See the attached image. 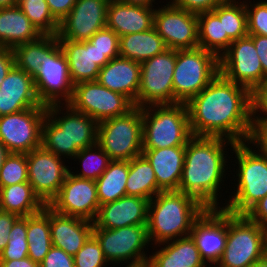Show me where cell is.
Listing matches in <instances>:
<instances>
[{"instance_id":"cell-20","label":"cell","mask_w":267,"mask_h":267,"mask_svg":"<svg viewBox=\"0 0 267 267\" xmlns=\"http://www.w3.org/2000/svg\"><path fill=\"white\" fill-rule=\"evenodd\" d=\"M190 236L205 263L220 261L227 241V211L206 209L194 222Z\"/></svg>"},{"instance_id":"cell-6","label":"cell","mask_w":267,"mask_h":267,"mask_svg":"<svg viewBox=\"0 0 267 267\" xmlns=\"http://www.w3.org/2000/svg\"><path fill=\"white\" fill-rule=\"evenodd\" d=\"M141 110L143 149L186 146L193 137L186 103L152 105Z\"/></svg>"},{"instance_id":"cell-9","label":"cell","mask_w":267,"mask_h":267,"mask_svg":"<svg viewBox=\"0 0 267 267\" xmlns=\"http://www.w3.org/2000/svg\"><path fill=\"white\" fill-rule=\"evenodd\" d=\"M97 143L111 160L130 161L142 154V110L134 107L126 115L98 123Z\"/></svg>"},{"instance_id":"cell-29","label":"cell","mask_w":267,"mask_h":267,"mask_svg":"<svg viewBox=\"0 0 267 267\" xmlns=\"http://www.w3.org/2000/svg\"><path fill=\"white\" fill-rule=\"evenodd\" d=\"M41 35L17 5L0 9V47L13 49L37 40Z\"/></svg>"},{"instance_id":"cell-35","label":"cell","mask_w":267,"mask_h":267,"mask_svg":"<svg viewBox=\"0 0 267 267\" xmlns=\"http://www.w3.org/2000/svg\"><path fill=\"white\" fill-rule=\"evenodd\" d=\"M59 44L57 35H41L37 40L19 44L12 50L15 65L34 76L47 56Z\"/></svg>"},{"instance_id":"cell-12","label":"cell","mask_w":267,"mask_h":267,"mask_svg":"<svg viewBox=\"0 0 267 267\" xmlns=\"http://www.w3.org/2000/svg\"><path fill=\"white\" fill-rule=\"evenodd\" d=\"M74 110L82 112L97 123L126 115L135 106L124 95L111 91L97 81L74 85L73 96L68 103Z\"/></svg>"},{"instance_id":"cell-26","label":"cell","mask_w":267,"mask_h":267,"mask_svg":"<svg viewBox=\"0 0 267 267\" xmlns=\"http://www.w3.org/2000/svg\"><path fill=\"white\" fill-rule=\"evenodd\" d=\"M153 7L130 5L110 0L107 7L106 27L119 37L149 30L154 24Z\"/></svg>"},{"instance_id":"cell-13","label":"cell","mask_w":267,"mask_h":267,"mask_svg":"<svg viewBox=\"0 0 267 267\" xmlns=\"http://www.w3.org/2000/svg\"><path fill=\"white\" fill-rule=\"evenodd\" d=\"M47 106L0 116V142L9 153L27 154L41 146Z\"/></svg>"},{"instance_id":"cell-16","label":"cell","mask_w":267,"mask_h":267,"mask_svg":"<svg viewBox=\"0 0 267 267\" xmlns=\"http://www.w3.org/2000/svg\"><path fill=\"white\" fill-rule=\"evenodd\" d=\"M153 26L169 49L199 47L197 14L175 7L171 1L155 9Z\"/></svg>"},{"instance_id":"cell-48","label":"cell","mask_w":267,"mask_h":267,"mask_svg":"<svg viewBox=\"0 0 267 267\" xmlns=\"http://www.w3.org/2000/svg\"><path fill=\"white\" fill-rule=\"evenodd\" d=\"M19 217L17 214L0 210V252L8 243L10 231Z\"/></svg>"},{"instance_id":"cell-53","label":"cell","mask_w":267,"mask_h":267,"mask_svg":"<svg viewBox=\"0 0 267 267\" xmlns=\"http://www.w3.org/2000/svg\"><path fill=\"white\" fill-rule=\"evenodd\" d=\"M254 42L261 66L263 68V74L267 77V36L263 35H249Z\"/></svg>"},{"instance_id":"cell-11","label":"cell","mask_w":267,"mask_h":267,"mask_svg":"<svg viewBox=\"0 0 267 267\" xmlns=\"http://www.w3.org/2000/svg\"><path fill=\"white\" fill-rule=\"evenodd\" d=\"M176 64V50L164 52L143 61L137 107L174 104L173 73Z\"/></svg>"},{"instance_id":"cell-5","label":"cell","mask_w":267,"mask_h":267,"mask_svg":"<svg viewBox=\"0 0 267 267\" xmlns=\"http://www.w3.org/2000/svg\"><path fill=\"white\" fill-rule=\"evenodd\" d=\"M250 144L251 140L232 147L238 162V183L236 192L222 208L235 215H245L267 195V153L259 147L258 150L250 149Z\"/></svg>"},{"instance_id":"cell-47","label":"cell","mask_w":267,"mask_h":267,"mask_svg":"<svg viewBox=\"0 0 267 267\" xmlns=\"http://www.w3.org/2000/svg\"><path fill=\"white\" fill-rule=\"evenodd\" d=\"M40 267H75L74 256L52 246L44 260L40 263Z\"/></svg>"},{"instance_id":"cell-15","label":"cell","mask_w":267,"mask_h":267,"mask_svg":"<svg viewBox=\"0 0 267 267\" xmlns=\"http://www.w3.org/2000/svg\"><path fill=\"white\" fill-rule=\"evenodd\" d=\"M219 64L222 76L245 86L250 91L267 80L253 39L249 35L232 41L229 48L219 57Z\"/></svg>"},{"instance_id":"cell-37","label":"cell","mask_w":267,"mask_h":267,"mask_svg":"<svg viewBox=\"0 0 267 267\" xmlns=\"http://www.w3.org/2000/svg\"><path fill=\"white\" fill-rule=\"evenodd\" d=\"M17 6L42 35H57L59 22L51 14L46 0H18Z\"/></svg>"},{"instance_id":"cell-52","label":"cell","mask_w":267,"mask_h":267,"mask_svg":"<svg viewBox=\"0 0 267 267\" xmlns=\"http://www.w3.org/2000/svg\"><path fill=\"white\" fill-rule=\"evenodd\" d=\"M15 65L14 52L11 48L0 47V83Z\"/></svg>"},{"instance_id":"cell-39","label":"cell","mask_w":267,"mask_h":267,"mask_svg":"<svg viewBox=\"0 0 267 267\" xmlns=\"http://www.w3.org/2000/svg\"><path fill=\"white\" fill-rule=\"evenodd\" d=\"M223 27L233 41L248 36L247 11L245 2L223 1Z\"/></svg>"},{"instance_id":"cell-51","label":"cell","mask_w":267,"mask_h":267,"mask_svg":"<svg viewBox=\"0 0 267 267\" xmlns=\"http://www.w3.org/2000/svg\"><path fill=\"white\" fill-rule=\"evenodd\" d=\"M253 127L252 144L267 153V122H251Z\"/></svg>"},{"instance_id":"cell-56","label":"cell","mask_w":267,"mask_h":267,"mask_svg":"<svg viewBox=\"0 0 267 267\" xmlns=\"http://www.w3.org/2000/svg\"><path fill=\"white\" fill-rule=\"evenodd\" d=\"M9 155V151L5 148V146L0 142V169L2 164L4 163L5 158Z\"/></svg>"},{"instance_id":"cell-10","label":"cell","mask_w":267,"mask_h":267,"mask_svg":"<svg viewBox=\"0 0 267 267\" xmlns=\"http://www.w3.org/2000/svg\"><path fill=\"white\" fill-rule=\"evenodd\" d=\"M93 235L99 241L108 264L115 266L124 262L128 264L125 267L147 266L149 257L144 252L150 242L147 225L117 229L93 227Z\"/></svg>"},{"instance_id":"cell-7","label":"cell","mask_w":267,"mask_h":267,"mask_svg":"<svg viewBox=\"0 0 267 267\" xmlns=\"http://www.w3.org/2000/svg\"><path fill=\"white\" fill-rule=\"evenodd\" d=\"M267 254V228L227 212V241L219 267H250ZM215 265V267H218Z\"/></svg>"},{"instance_id":"cell-24","label":"cell","mask_w":267,"mask_h":267,"mask_svg":"<svg viewBox=\"0 0 267 267\" xmlns=\"http://www.w3.org/2000/svg\"><path fill=\"white\" fill-rule=\"evenodd\" d=\"M141 65L121 56L111 59L98 73L97 82L127 97L137 107Z\"/></svg>"},{"instance_id":"cell-45","label":"cell","mask_w":267,"mask_h":267,"mask_svg":"<svg viewBox=\"0 0 267 267\" xmlns=\"http://www.w3.org/2000/svg\"><path fill=\"white\" fill-rule=\"evenodd\" d=\"M250 104L251 122H267V80L265 82H262L261 84L256 85L250 91ZM258 112L260 113V115L263 113V116L261 117L260 115H258Z\"/></svg>"},{"instance_id":"cell-3","label":"cell","mask_w":267,"mask_h":267,"mask_svg":"<svg viewBox=\"0 0 267 267\" xmlns=\"http://www.w3.org/2000/svg\"><path fill=\"white\" fill-rule=\"evenodd\" d=\"M179 190L159 192L148 205V238L156 244L190 235L194 222L206 210Z\"/></svg>"},{"instance_id":"cell-23","label":"cell","mask_w":267,"mask_h":267,"mask_svg":"<svg viewBox=\"0 0 267 267\" xmlns=\"http://www.w3.org/2000/svg\"><path fill=\"white\" fill-rule=\"evenodd\" d=\"M149 200L137 196H123L99 206L93 227L117 229L133 225H147Z\"/></svg>"},{"instance_id":"cell-41","label":"cell","mask_w":267,"mask_h":267,"mask_svg":"<svg viewBox=\"0 0 267 267\" xmlns=\"http://www.w3.org/2000/svg\"><path fill=\"white\" fill-rule=\"evenodd\" d=\"M28 182L27 155L9 153L0 169V187Z\"/></svg>"},{"instance_id":"cell-4","label":"cell","mask_w":267,"mask_h":267,"mask_svg":"<svg viewBox=\"0 0 267 267\" xmlns=\"http://www.w3.org/2000/svg\"><path fill=\"white\" fill-rule=\"evenodd\" d=\"M61 107L60 104L47 106L41 146L58 157L73 159L79 150L97 143L98 123L69 104H65V113L61 112Z\"/></svg>"},{"instance_id":"cell-21","label":"cell","mask_w":267,"mask_h":267,"mask_svg":"<svg viewBox=\"0 0 267 267\" xmlns=\"http://www.w3.org/2000/svg\"><path fill=\"white\" fill-rule=\"evenodd\" d=\"M39 106L33 76L14 65L0 83V116Z\"/></svg>"},{"instance_id":"cell-34","label":"cell","mask_w":267,"mask_h":267,"mask_svg":"<svg viewBox=\"0 0 267 267\" xmlns=\"http://www.w3.org/2000/svg\"><path fill=\"white\" fill-rule=\"evenodd\" d=\"M28 257L41 263L52 247L50 230V207L46 205L37 214L27 216Z\"/></svg>"},{"instance_id":"cell-54","label":"cell","mask_w":267,"mask_h":267,"mask_svg":"<svg viewBox=\"0 0 267 267\" xmlns=\"http://www.w3.org/2000/svg\"><path fill=\"white\" fill-rule=\"evenodd\" d=\"M0 267H40V263L32 261L29 257L20 260L0 261Z\"/></svg>"},{"instance_id":"cell-42","label":"cell","mask_w":267,"mask_h":267,"mask_svg":"<svg viewBox=\"0 0 267 267\" xmlns=\"http://www.w3.org/2000/svg\"><path fill=\"white\" fill-rule=\"evenodd\" d=\"M107 263L101 245L93 234L74 256L75 267H106L109 265Z\"/></svg>"},{"instance_id":"cell-46","label":"cell","mask_w":267,"mask_h":267,"mask_svg":"<svg viewBox=\"0 0 267 267\" xmlns=\"http://www.w3.org/2000/svg\"><path fill=\"white\" fill-rule=\"evenodd\" d=\"M175 7L184 9L194 14L214 10L224 0H171Z\"/></svg>"},{"instance_id":"cell-19","label":"cell","mask_w":267,"mask_h":267,"mask_svg":"<svg viewBox=\"0 0 267 267\" xmlns=\"http://www.w3.org/2000/svg\"><path fill=\"white\" fill-rule=\"evenodd\" d=\"M110 0H76L70 13L59 23L58 40L87 41L106 27Z\"/></svg>"},{"instance_id":"cell-18","label":"cell","mask_w":267,"mask_h":267,"mask_svg":"<svg viewBox=\"0 0 267 267\" xmlns=\"http://www.w3.org/2000/svg\"><path fill=\"white\" fill-rule=\"evenodd\" d=\"M48 206L57 213L93 222L100 206L96 181L78 178L69 170L59 193Z\"/></svg>"},{"instance_id":"cell-25","label":"cell","mask_w":267,"mask_h":267,"mask_svg":"<svg viewBox=\"0 0 267 267\" xmlns=\"http://www.w3.org/2000/svg\"><path fill=\"white\" fill-rule=\"evenodd\" d=\"M52 246L75 256L93 234V222L75 216H67L50 208Z\"/></svg>"},{"instance_id":"cell-30","label":"cell","mask_w":267,"mask_h":267,"mask_svg":"<svg viewBox=\"0 0 267 267\" xmlns=\"http://www.w3.org/2000/svg\"><path fill=\"white\" fill-rule=\"evenodd\" d=\"M199 47L220 57L233 41L224 34L223 2L214 10L197 14Z\"/></svg>"},{"instance_id":"cell-8","label":"cell","mask_w":267,"mask_h":267,"mask_svg":"<svg viewBox=\"0 0 267 267\" xmlns=\"http://www.w3.org/2000/svg\"><path fill=\"white\" fill-rule=\"evenodd\" d=\"M220 73L219 57L208 50H176L173 73L174 104L187 103Z\"/></svg>"},{"instance_id":"cell-22","label":"cell","mask_w":267,"mask_h":267,"mask_svg":"<svg viewBox=\"0 0 267 267\" xmlns=\"http://www.w3.org/2000/svg\"><path fill=\"white\" fill-rule=\"evenodd\" d=\"M58 41L66 56L70 78L74 85L81 82L96 81L101 68L110 61L89 40Z\"/></svg>"},{"instance_id":"cell-44","label":"cell","mask_w":267,"mask_h":267,"mask_svg":"<svg viewBox=\"0 0 267 267\" xmlns=\"http://www.w3.org/2000/svg\"><path fill=\"white\" fill-rule=\"evenodd\" d=\"M89 41L110 60L120 56L119 36L108 27L97 31Z\"/></svg>"},{"instance_id":"cell-55","label":"cell","mask_w":267,"mask_h":267,"mask_svg":"<svg viewBox=\"0 0 267 267\" xmlns=\"http://www.w3.org/2000/svg\"><path fill=\"white\" fill-rule=\"evenodd\" d=\"M119 1L130 5H139L145 7H154L153 2H155V0H119Z\"/></svg>"},{"instance_id":"cell-31","label":"cell","mask_w":267,"mask_h":267,"mask_svg":"<svg viewBox=\"0 0 267 267\" xmlns=\"http://www.w3.org/2000/svg\"><path fill=\"white\" fill-rule=\"evenodd\" d=\"M166 49L168 48L164 40L154 26L144 32L119 37L120 56L139 63L164 52Z\"/></svg>"},{"instance_id":"cell-57","label":"cell","mask_w":267,"mask_h":267,"mask_svg":"<svg viewBox=\"0 0 267 267\" xmlns=\"http://www.w3.org/2000/svg\"><path fill=\"white\" fill-rule=\"evenodd\" d=\"M17 4L18 0H0V9L13 7L16 6Z\"/></svg>"},{"instance_id":"cell-38","label":"cell","mask_w":267,"mask_h":267,"mask_svg":"<svg viewBox=\"0 0 267 267\" xmlns=\"http://www.w3.org/2000/svg\"><path fill=\"white\" fill-rule=\"evenodd\" d=\"M73 159H78L79 163L81 162L82 171L76 174L71 173L78 178L95 181L103 174L112 161L98 143L79 150Z\"/></svg>"},{"instance_id":"cell-1","label":"cell","mask_w":267,"mask_h":267,"mask_svg":"<svg viewBox=\"0 0 267 267\" xmlns=\"http://www.w3.org/2000/svg\"><path fill=\"white\" fill-rule=\"evenodd\" d=\"M186 105L193 136L221 137L235 144L252 139L250 90L220 73Z\"/></svg>"},{"instance_id":"cell-17","label":"cell","mask_w":267,"mask_h":267,"mask_svg":"<svg viewBox=\"0 0 267 267\" xmlns=\"http://www.w3.org/2000/svg\"><path fill=\"white\" fill-rule=\"evenodd\" d=\"M28 182L45 205L57 196L69 172V166L42 146L27 153Z\"/></svg>"},{"instance_id":"cell-2","label":"cell","mask_w":267,"mask_h":267,"mask_svg":"<svg viewBox=\"0 0 267 267\" xmlns=\"http://www.w3.org/2000/svg\"><path fill=\"white\" fill-rule=\"evenodd\" d=\"M227 141V142H226ZM234 142L221 137L193 136L185 146L178 190L192 196L207 209H221L217 195L228 163L224 147ZM225 155V156H224ZM226 158V159H225ZM225 168V169H224Z\"/></svg>"},{"instance_id":"cell-36","label":"cell","mask_w":267,"mask_h":267,"mask_svg":"<svg viewBox=\"0 0 267 267\" xmlns=\"http://www.w3.org/2000/svg\"><path fill=\"white\" fill-rule=\"evenodd\" d=\"M129 161L112 160L108 168L96 180L100 205L114 202L126 196Z\"/></svg>"},{"instance_id":"cell-32","label":"cell","mask_w":267,"mask_h":267,"mask_svg":"<svg viewBox=\"0 0 267 267\" xmlns=\"http://www.w3.org/2000/svg\"><path fill=\"white\" fill-rule=\"evenodd\" d=\"M46 205L35 194L29 182L0 187V210L31 216L39 213Z\"/></svg>"},{"instance_id":"cell-58","label":"cell","mask_w":267,"mask_h":267,"mask_svg":"<svg viewBox=\"0 0 267 267\" xmlns=\"http://www.w3.org/2000/svg\"><path fill=\"white\" fill-rule=\"evenodd\" d=\"M250 267H267V254L253 263Z\"/></svg>"},{"instance_id":"cell-40","label":"cell","mask_w":267,"mask_h":267,"mask_svg":"<svg viewBox=\"0 0 267 267\" xmlns=\"http://www.w3.org/2000/svg\"><path fill=\"white\" fill-rule=\"evenodd\" d=\"M9 241L0 252V261L20 260L28 257L27 216H20L8 236Z\"/></svg>"},{"instance_id":"cell-27","label":"cell","mask_w":267,"mask_h":267,"mask_svg":"<svg viewBox=\"0 0 267 267\" xmlns=\"http://www.w3.org/2000/svg\"><path fill=\"white\" fill-rule=\"evenodd\" d=\"M142 154L151 163L161 191L178 190L182 177L185 146L143 149Z\"/></svg>"},{"instance_id":"cell-43","label":"cell","mask_w":267,"mask_h":267,"mask_svg":"<svg viewBox=\"0 0 267 267\" xmlns=\"http://www.w3.org/2000/svg\"><path fill=\"white\" fill-rule=\"evenodd\" d=\"M249 3L245 1L248 35L267 36V1L257 2L253 5L251 2Z\"/></svg>"},{"instance_id":"cell-33","label":"cell","mask_w":267,"mask_h":267,"mask_svg":"<svg viewBox=\"0 0 267 267\" xmlns=\"http://www.w3.org/2000/svg\"><path fill=\"white\" fill-rule=\"evenodd\" d=\"M161 190L158 188L156 175L151 163L143 155L129 161V172L126 182V195L153 199Z\"/></svg>"},{"instance_id":"cell-50","label":"cell","mask_w":267,"mask_h":267,"mask_svg":"<svg viewBox=\"0 0 267 267\" xmlns=\"http://www.w3.org/2000/svg\"><path fill=\"white\" fill-rule=\"evenodd\" d=\"M245 215L251 221L267 228V195L257 202Z\"/></svg>"},{"instance_id":"cell-49","label":"cell","mask_w":267,"mask_h":267,"mask_svg":"<svg viewBox=\"0 0 267 267\" xmlns=\"http://www.w3.org/2000/svg\"><path fill=\"white\" fill-rule=\"evenodd\" d=\"M53 17L60 23L72 10L76 0H46Z\"/></svg>"},{"instance_id":"cell-14","label":"cell","mask_w":267,"mask_h":267,"mask_svg":"<svg viewBox=\"0 0 267 267\" xmlns=\"http://www.w3.org/2000/svg\"><path fill=\"white\" fill-rule=\"evenodd\" d=\"M33 78L42 105H61L63 100L66 104L71 101L74 84L70 78L66 56L59 44L45 56Z\"/></svg>"},{"instance_id":"cell-28","label":"cell","mask_w":267,"mask_h":267,"mask_svg":"<svg viewBox=\"0 0 267 267\" xmlns=\"http://www.w3.org/2000/svg\"><path fill=\"white\" fill-rule=\"evenodd\" d=\"M160 245L164 248L161 247V250L149 256L146 267H206L207 265L190 235Z\"/></svg>"}]
</instances>
